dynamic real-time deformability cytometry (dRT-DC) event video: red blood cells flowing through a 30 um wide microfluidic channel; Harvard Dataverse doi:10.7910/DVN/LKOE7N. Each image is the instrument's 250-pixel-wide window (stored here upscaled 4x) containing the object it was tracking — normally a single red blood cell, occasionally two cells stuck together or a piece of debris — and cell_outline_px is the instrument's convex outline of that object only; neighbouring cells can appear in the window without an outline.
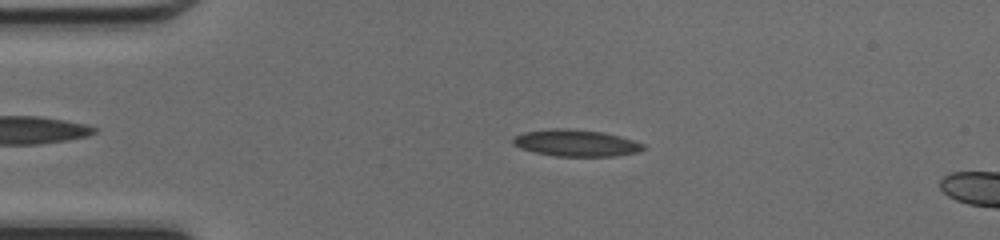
{"species": "common noctule bat (a hibernating species)", "species_latin": "Nyctalus noctula", "temperature_condition": "cold", "stored_images_in_passage": 6, "camera_frame_rate_fps": 3000, "um_per_image_px": 0.085, "animal": {"sex": "female", "body_mass_g": 17.0, "forearm_length_mm": 48.0}, "frame": {"image": 1, "passage_image": 2, "time_ms": 0.333, "image_size_px": [1000, 240], "cell_outline_px": [[648, 148], [636, 152], [612, 156], [556, 156], [536, 152], [520, 148], [512, 144], [512, 136], [524, 132], [556, 128], [564, 128], [600, 132], [620, 136], [644, 144]], "centroid_in_image_um": [48.93, 12.15], "position_along_channel_um": 36.1, "area_um2": 20.11}}